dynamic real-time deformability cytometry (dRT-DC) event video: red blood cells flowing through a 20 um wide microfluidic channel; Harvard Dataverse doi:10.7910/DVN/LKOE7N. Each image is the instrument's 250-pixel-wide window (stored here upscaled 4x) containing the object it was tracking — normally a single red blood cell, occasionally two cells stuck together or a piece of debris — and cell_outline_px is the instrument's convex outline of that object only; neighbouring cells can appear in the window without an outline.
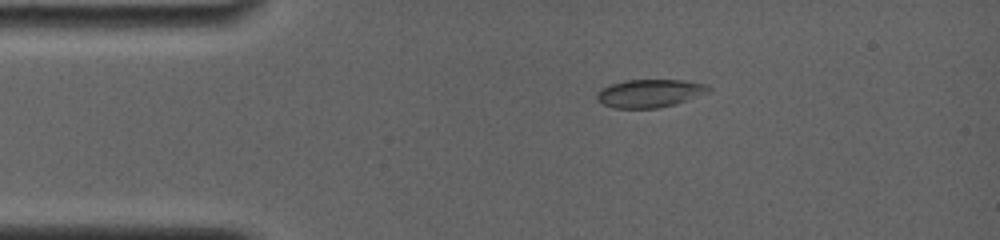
{"species": "common noctule bat (a hibernating species)", "species_latin": "Nyctalus noctula", "temperature_condition": "room temperature", "stored_images_in_passage": 66, "camera_frame_rate_fps": 4000, "um_per_image_px": 0.085, "animal": {"sex": "female", "body_mass_g": 19.0, "forearm_length_mm": 56.7}, "frame": {"image": 1, "passage_image": 1, "time_ms": 0.0, "image_size_px": [1000, 240], "cell_outline_px": [[712, 92], [676, 104], [656, 108], [616, 108], [604, 104], [596, 100], [596, 92], [600, 88], [624, 80], [684, 80], [708, 84], [712, 88]], "centroid_in_image_um": [55.28, 7.92], "position_along_channel_um": 29.7, "area_um2": 18.55}}
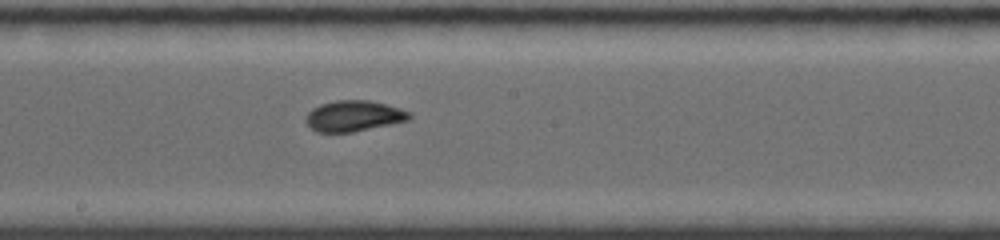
{"frame": {"image": 2, "passage_image": 29, "time_ms": 6.0, "image_size_px": [1000, 240], "cell_outline_px": [[412, 116], [408, 120], [392, 124], [352, 132], [316, 132], [304, 120], [304, 116], [312, 108], [320, 104], [336, 100], [368, 100], [400, 108], [412, 112]], "centroid_in_image_um": [30.06, 9.85], "position_along_channel_um": 218.1, "area_um2": 18.67}}
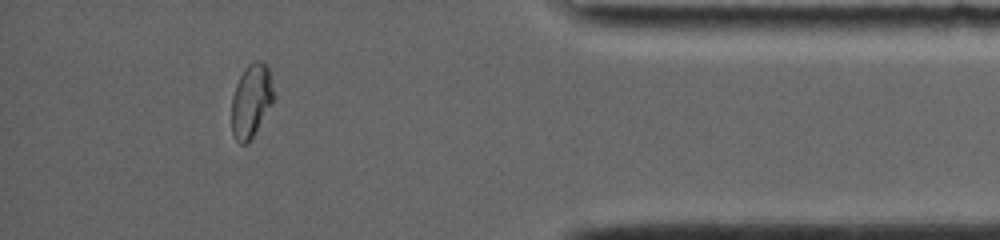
{"frame": {"image": 3, "passage_image": 58, "time_ms": 11.75, "image_size_px": [1000, 240], "cell_outline_px": [[276, 96], [248, 144], [240, 144], [236, 140], [232, 132], [232, 96], [236, 84], [244, 68], [248, 64], [256, 60], [260, 60], [268, 68]], "centroid_in_image_um": [21.36, 8.55], "position_along_channel_um": 413.8, "area_um2": 17.98}, "authors_computed_cell_mechanics": {"area_um2": 18.5538, "velocity_mm_per_s": 3.822, "shape_relaxation_time_tau1_ms": 7.4923, "shape_relaxation_time_tau2_ms": null, "deformation_change_tau1": 0.1901, "deformation_change_tau2": null}}